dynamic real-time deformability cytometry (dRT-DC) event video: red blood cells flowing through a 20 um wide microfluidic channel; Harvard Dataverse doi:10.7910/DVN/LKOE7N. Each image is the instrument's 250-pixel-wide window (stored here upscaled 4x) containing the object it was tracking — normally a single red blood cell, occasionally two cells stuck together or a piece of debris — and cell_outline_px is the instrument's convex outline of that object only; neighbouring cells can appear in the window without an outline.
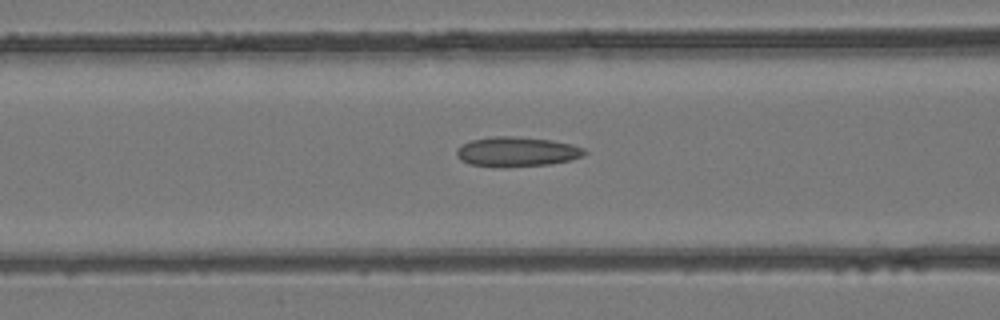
{"species": "common noctule bat (a hibernating species)", "species_latin": "Nyctalus noctula", "temperature_condition": "room temperature", "stored_images_in_passage": 38, "camera_frame_rate_fps": 3000, "um_per_image_px": 0.085, "animal": {"sex": "female", "body_mass_g": 24.6, "forearm_length_mm": 56.2}, "frame": {"image": 1, "passage_image": 18, "time_ms": 5.667, "image_size_px": [1000, 320], "cell_outline_px": [[588, 152], [584, 156], [568, 160], [548, 164], [468, 164], [460, 160], [456, 156], [456, 152], [464, 144], [472, 140], [496, 136], [512, 136], [552, 140], [572, 144], [584, 148]], "centroid_in_image_um": [43.99, 12.85], "position_along_channel_um": 122.6, "area_um2": 21.04}}
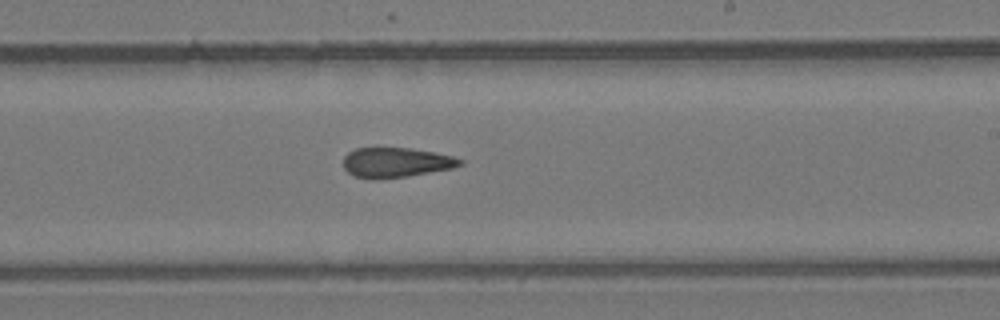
{"frame": {"image": 2, "passage_image": 26, "time_ms": 8.333, "image_size_px": [1000, 320], "cell_outline_px": [[464, 164], [452, 168], [408, 176], [376, 180], [356, 176], [348, 172], [344, 168], [344, 156], [348, 152], [356, 148], [408, 148], [432, 152], [452, 156], [464, 160]], "centroid_in_image_um": [33.65, 13.82], "position_along_channel_um": 255.3, "area_um2": 20.23}}
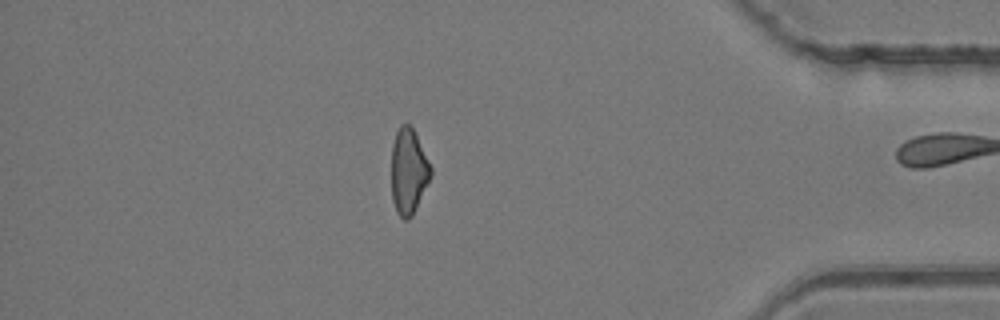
{"frame": {"image": 3, "passage_image": 37, "time_ms": 12.0, "image_size_px": [1000, 320], "cell_outline_px": [[432, 176], [412, 216], [408, 220], [404, 220], [396, 212], [392, 200], [392, 144], [396, 132], [400, 124], [408, 124], [412, 128], [432, 168]], "centroid_in_image_um": [34.72, 14.6], "position_along_channel_um": 400.5, "area_um2": 19.54}}